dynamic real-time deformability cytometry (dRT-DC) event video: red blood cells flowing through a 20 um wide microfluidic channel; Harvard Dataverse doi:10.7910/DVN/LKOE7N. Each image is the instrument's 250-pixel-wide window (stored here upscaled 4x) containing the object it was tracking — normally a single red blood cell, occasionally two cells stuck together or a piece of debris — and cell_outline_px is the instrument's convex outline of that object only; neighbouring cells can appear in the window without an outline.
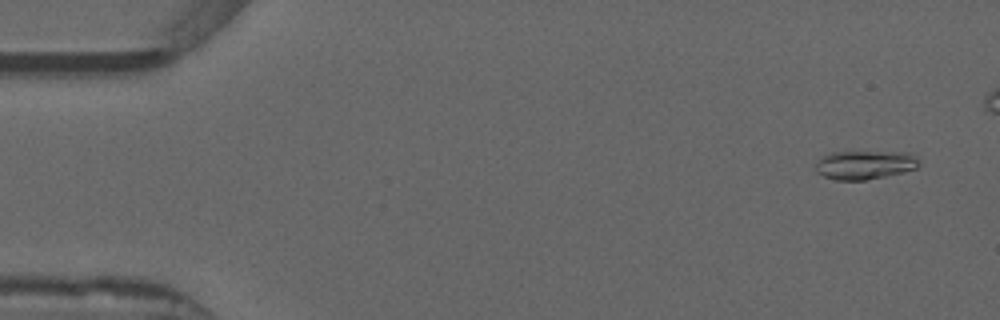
{"species": "common noctule bat (a hibernating species)", "species_latin": "Nyctalus noctula", "temperature_condition": "warm", "stored_images_in_passage": 8, "camera_frame_rate_fps": 3000, "um_per_image_px": 0.085, "animal": {"sex": "male", "forearm_length_mm": 52.5}, "frame": {"image": 1, "passage_image": 2, "time_ms": 0.333, "image_size_px": [1000, 320], "cell_outline_px": [[920, 164], [916, 168], [904, 172], [864, 180], [836, 180], [824, 176], [816, 172], [816, 164], [824, 156], [832, 152], [908, 152], [916, 156]], "centroid_in_image_um": [73.54, 14.01], "position_along_channel_um": 11.5, "area_um2": 17.17}}